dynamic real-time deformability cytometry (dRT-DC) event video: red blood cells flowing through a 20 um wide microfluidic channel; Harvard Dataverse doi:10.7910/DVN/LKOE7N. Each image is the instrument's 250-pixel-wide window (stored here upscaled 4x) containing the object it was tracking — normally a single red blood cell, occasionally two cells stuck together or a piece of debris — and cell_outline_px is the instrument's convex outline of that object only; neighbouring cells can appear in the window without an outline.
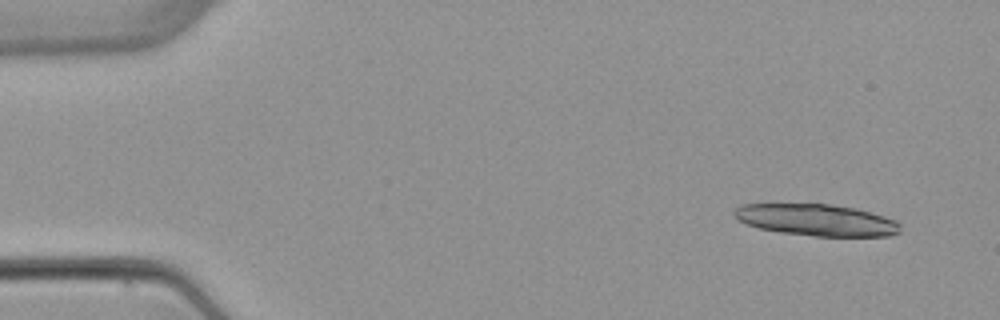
{"species": "common noctule bat (a hibernating species)", "species_latin": "Nyctalus noctula", "temperature_condition": "warm", "stored_images_in_passage": 4, "camera_frame_rate_fps": 3000, "um_per_image_px": 0.085, "animal": {"sex": "female", "body_mass_g": 22.7, "forearm_length_mm": 54.2}, "frame": {"image": 1, "passage_image": 1, "time_ms": 0.0, "image_size_px": [1000, 320], "cell_outline_px": [[900, 232], [888, 236], [816, 236], [780, 232], [760, 228], [748, 224], [740, 220], [732, 212], [740, 204], [832, 204], [856, 208], [884, 216], [896, 220], [900, 224]], "centroid_in_image_um": [69.44, 18.69], "position_along_channel_um": 15.6, "area_um2": 30.52}}